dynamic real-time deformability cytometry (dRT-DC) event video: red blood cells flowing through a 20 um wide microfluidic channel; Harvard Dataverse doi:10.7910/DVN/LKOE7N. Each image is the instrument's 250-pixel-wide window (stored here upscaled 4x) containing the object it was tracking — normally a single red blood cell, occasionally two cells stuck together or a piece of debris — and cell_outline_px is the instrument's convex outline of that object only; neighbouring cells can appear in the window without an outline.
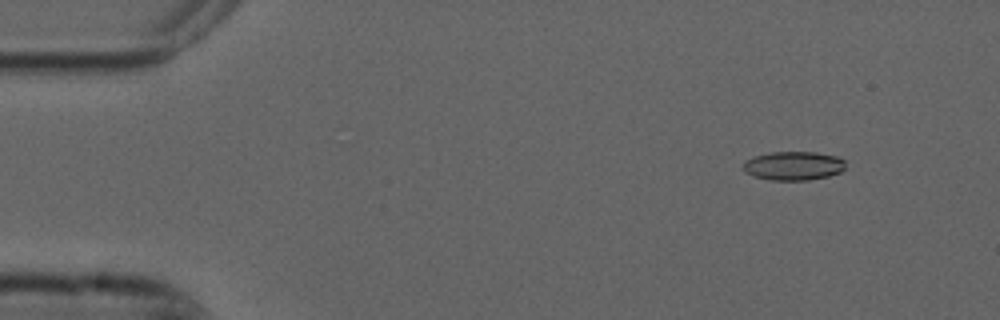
{"species": "common noctule bat (a hibernating species)", "species_latin": "Nyctalus noctula", "temperature_condition": "cold", "stored_images_in_passage": 3, "camera_frame_rate_fps": 3000, "um_per_image_px": 0.085, "animal": {"sex": "male", "forearm_length_mm": 52.5}, "frame": {"image": 1, "passage_image": 1, "time_ms": 0.0, "image_size_px": [1000, 320], "cell_outline_px": [[844, 168], [840, 172], [828, 176], [808, 180], [772, 180], [756, 176], [744, 172], [744, 164], [748, 160], [756, 156], [772, 152], [816, 152], [836, 156], [844, 160]], "centroid_in_image_um": [67.48, 14.09], "position_along_channel_um": 17.5, "area_um2": 16.88}}